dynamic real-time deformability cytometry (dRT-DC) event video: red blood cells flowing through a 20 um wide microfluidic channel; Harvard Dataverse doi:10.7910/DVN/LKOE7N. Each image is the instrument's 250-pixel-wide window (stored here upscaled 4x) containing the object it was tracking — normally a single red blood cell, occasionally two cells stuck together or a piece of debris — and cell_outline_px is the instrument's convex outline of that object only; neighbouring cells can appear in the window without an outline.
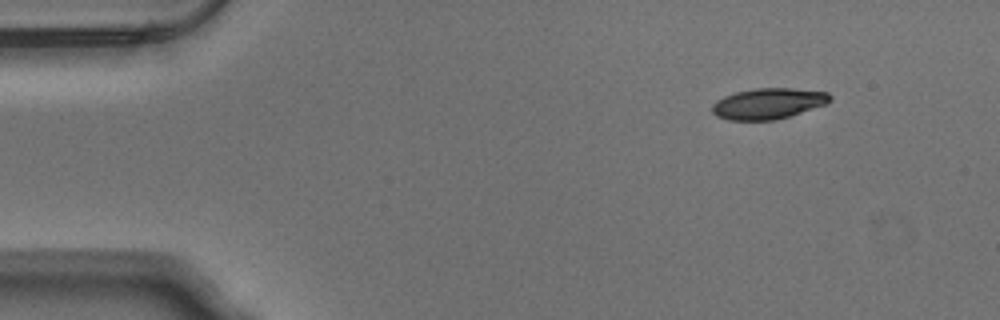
{"species": "Egyptian fruit bat (a non-hibernating species)", "species_latin": "Rousettus aegyptiacus", "temperature_condition": "warm", "stored_images_in_passage": 48, "camera_frame_rate_fps": 3000, "um_per_image_px": 0.085, "animal": {"sex": "male"}, "frame": {"image": 1, "passage_image": 1, "time_ms": 0.0, "image_size_px": [1000, 320], "cell_outline_px": [[832, 100], [824, 104], [776, 120], [728, 120], [716, 116], [712, 112], [712, 104], [716, 100], [724, 96], [736, 92], [756, 88], [792, 88], [828, 92], [832, 96]], "centroid_in_image_um": [65.27, 8.8], "position_along_channel_um": 19.7, "area_um2": 21.1}}
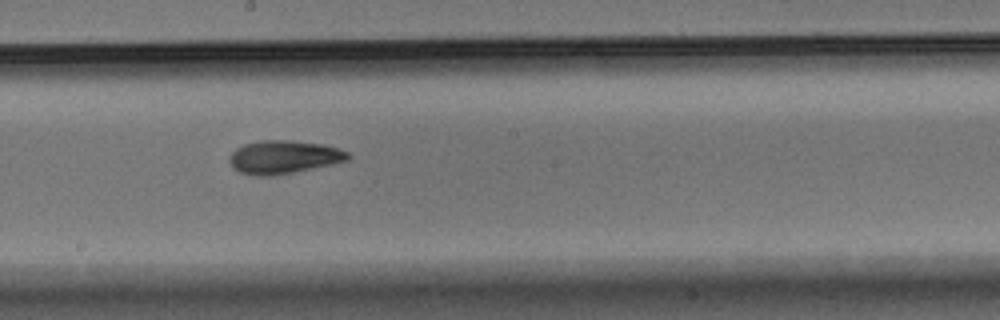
{"frame": {"image": 2, "passage_image": 24, "time_ms": 7.667, "image_size_px": [1000, 320], "cell_outline_px": [[352, 156], [348, 160], [332, 164], [272, 176], [252, 176], [240, 172], [232, 168], [228, 160], [232, 152], [236, 148], [244, 144], [260, 140], [288, 140], [324, 144], [340, 148], [348, 152]], "centroid_in_image_um": [24.11, 13.35], "position_along_channel_um": 224.1, "area_um2": 23.12}}
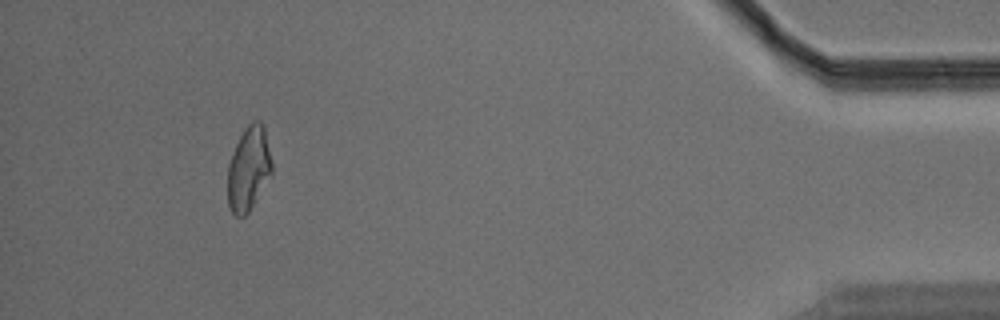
{"frame": {"image": 3, "passage_image": 44, "time_ms": 14.333, "image_size_px": [1000, 320], "cell_outline_px": [[272, 176], [248, 212], [244, 216], [236, 216], [232, 212], [228, 204], [228, 164], [236, 144], [244, 128], [252, 120], [260, 120], [264, 124], [272, 160]], "centroid_in_image_um": [21.16, 14.3], "position_along_channel_um": 414.0, "area_um2": 21.91}, "authors_computed_cell_mechanics": {"area_um2": 22.1952, "velocity_mm_per_s": 3.8066, "shape_relaxation_time_tau1_ms": 7.2163, "shape_relaxation_time_tau2_ms": 3.8052, "deformation_change_tau1": 0.2037, "deformation_change_tau2": 0.1019}}